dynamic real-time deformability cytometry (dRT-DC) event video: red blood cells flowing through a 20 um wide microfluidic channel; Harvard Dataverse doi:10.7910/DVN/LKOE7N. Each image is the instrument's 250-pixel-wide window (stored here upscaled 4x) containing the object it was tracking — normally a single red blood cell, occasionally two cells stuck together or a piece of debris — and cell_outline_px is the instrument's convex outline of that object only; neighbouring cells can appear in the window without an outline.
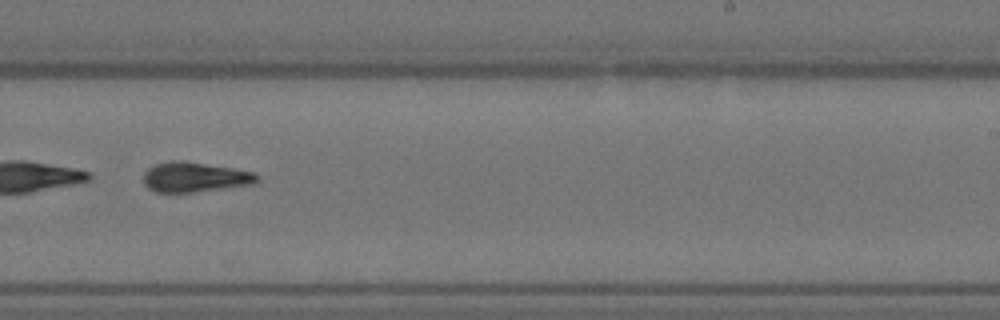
{"species": "Egyptian fruit bat (a non-hibernating species)", "species_latin": "Rousettus aegyptiacus", "temperature_condition": "warm", "stored_images_in_passage": 34, "segment_of_instrument_passage": [2, 2], "camera_frame_rate_fps": 3000, "um_per_image_px": 0.085, "animal": {"sex": "female"}, "frame": {"image": 1, "passage_image": 20, "time_ms": 6.333, "image_size_px": [1000, 320], "cell_outline_px": [[260, 180], [256, 184], [192, 192], [156, 192], [148, 188], [144, 184], [144, 172], [148, 168], [156, 164], [172, 160], [184, 160], [256, 172], [260, 176]], "centroid_in_image_um": [16.6, 15.05], "position_along_channel_um": 272.4, "area_um2": 20.0}}